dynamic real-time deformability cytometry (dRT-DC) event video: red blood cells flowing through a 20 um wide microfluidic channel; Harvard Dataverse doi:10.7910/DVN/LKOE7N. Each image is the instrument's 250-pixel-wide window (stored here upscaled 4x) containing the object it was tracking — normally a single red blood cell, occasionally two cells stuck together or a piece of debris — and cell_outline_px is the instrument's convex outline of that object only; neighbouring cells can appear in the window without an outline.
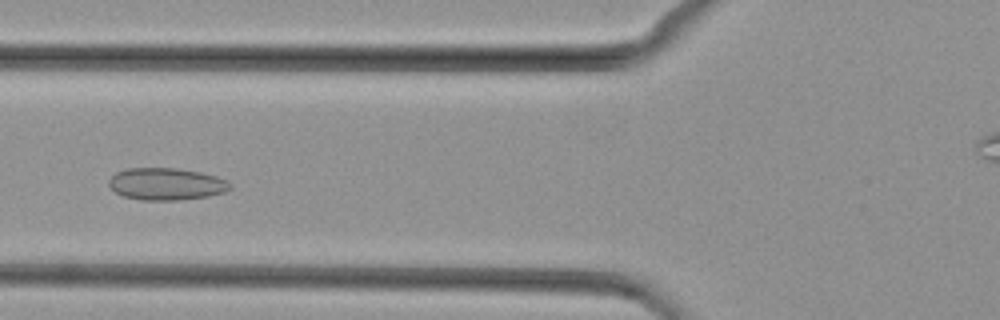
{"species": "common noctule bat (a hibernating species)", "species_latin": "Nyctalus noctula", "temperature_condition": "cold", "stored_images_in_passage": 39, "camera_frame_rate_fps": 3000, "um_per_image_px": 0.085, "animal": {"sex": "female", "body_mass_g": 29.2, "forearm_length_mm": 56.3}, "frame": {"image": 1, "passage_image": 9, "time_ms": 2.667, "image_size_px": [1000, 320], "cell_outline_px": [[232, 188], [224, 192], [208, 196], [176, 200], [140, 200], [124, 196], [116, 192], [108, 184], [108, 180], [116, 172], [128, 168], [176, 168], [200, 172], [216, 176], [228, 180], [232, 184]], "centroid_in_image_um": [14.15, 15.63], "position_along_channel_um": 111.6, "area_um2": 22.72}}
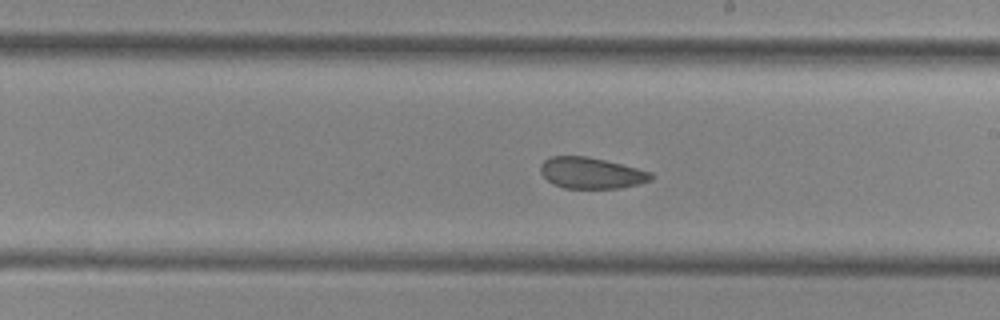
{"frame": {"image": 2, "passage_image": 18, "time_ms": 5.667, "image_size_px": [1000, 320], "cell_outline_px": [[652, 180], [620, 188], [564, 188], [552, 184], [540, 172], [540, 164], [544, 160], [552, 156], [588, 156], [652, 172]], "centroid_in_image_um": [50.22, 14.7], "position_along_channel_um": 238.8, "area_um2": 19.94}}
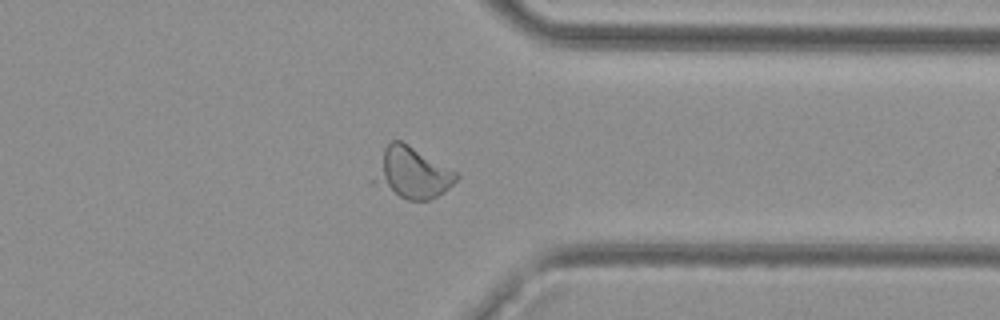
{"frame": {"image": 3, "passage_image": 28, "time_ms": 9.0, "image_size_px": [1000, 320], "cell_outline_px": [[460, 176], [444, 192], [428, 200], [408, 200], [368, 180], [384, 148], [392, 140], [400, 140], [408, 144], [460, 172]], "centroid_in_image_um": [35.01, 14.67], "position_along_channel_um": 376.4, "area_um2": 24.8}}